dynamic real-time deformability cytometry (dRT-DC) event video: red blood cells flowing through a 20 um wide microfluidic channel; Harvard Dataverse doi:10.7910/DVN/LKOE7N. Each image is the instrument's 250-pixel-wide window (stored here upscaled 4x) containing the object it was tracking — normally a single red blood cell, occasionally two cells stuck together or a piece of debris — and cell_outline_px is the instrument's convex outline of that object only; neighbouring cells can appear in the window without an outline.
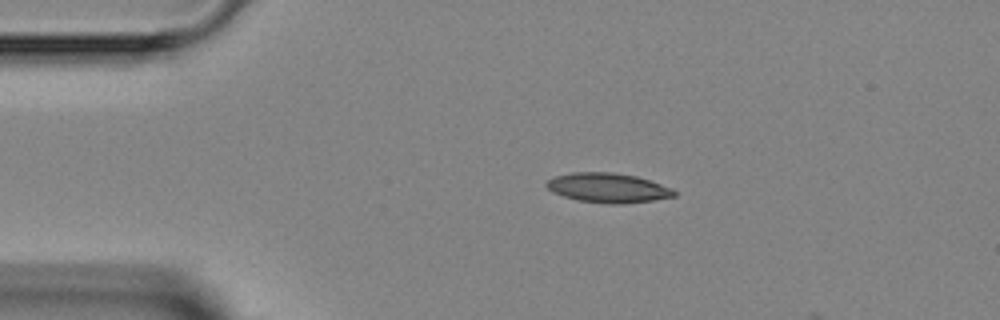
{"species": "Egyptian fruit bat (a non-hibernating species)", "species_latin": "Rousettus aegyptiacus", "temperature_condition": "room temperature", "stored_images_in_passage": 2, "camera_frame_rate_fps": 3000, "um_per_image_px": 0.085, "animal": {"sex": "female"}, "frame": {"image": 1, "passage_image": 1, "time_ms": 0.0, "image_size_px": [1000, 320], "cell_outline_px": [[676, 196], [652, 200], [620, 204], [612, 204], [576, 200], [552, 192], [544, 184], [548, 180], [556, 176], [572, 172], [612, 172], [636, 176], [672, 188], [676, 192]], "centroid_in_image_um": [51.66, 15.96], "position_along_channel_um": 33.3, "area_um2": 21.85}}
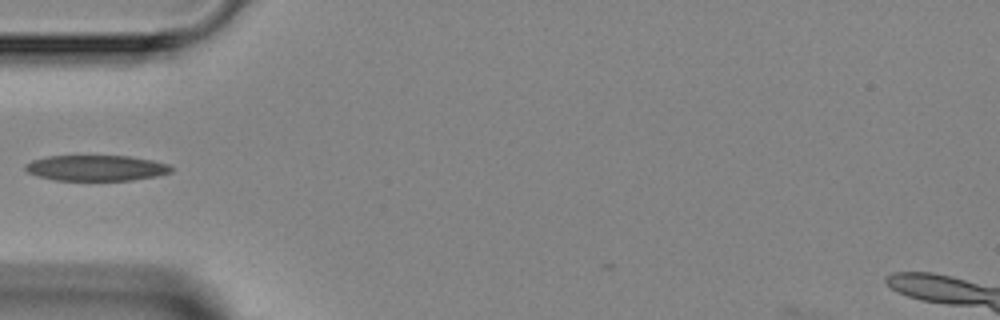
{"frame": {"image": 2, "passage_image": 2, "time_ms": 2.0, "image_size_px": [1000, 320], "cell_outline_px": [[172, 172], [156, 176], [132, 180], [56, 180], [36, 176], [28, 172], [24, 168], [24, 164], [32, 160], [48, 156], [128, 156], [152, 160], [168, 164], [172, 168]], "centroid_in_image_um": [8.15, 14.28], "position_along_channel_um": 76.8, "area_um2": 21.79}}